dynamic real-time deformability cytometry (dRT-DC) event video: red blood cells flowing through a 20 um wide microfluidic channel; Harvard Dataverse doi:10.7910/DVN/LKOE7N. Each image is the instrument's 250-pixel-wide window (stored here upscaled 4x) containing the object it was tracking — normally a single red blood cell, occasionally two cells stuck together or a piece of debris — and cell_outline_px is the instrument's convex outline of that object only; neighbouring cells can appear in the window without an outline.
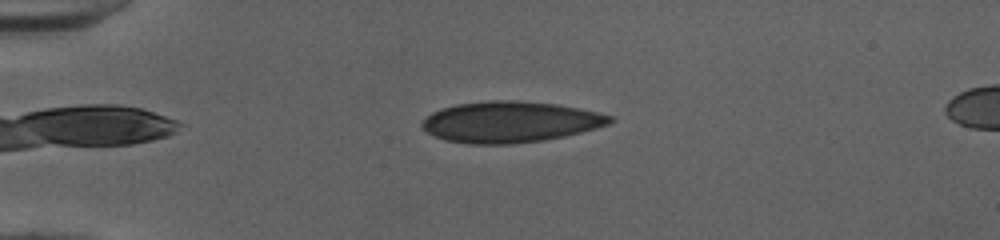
{"species": "human", "species_latin": "Homo sapiens", "temperature_condition": "cold", "stored_images_in_passage": 44, "camera_frame_rate_fps": 3000, "um_per_image_px": 0.085, "donor": {"sex": "female"}, "frame": {"image": 1, "passage_image": 6, "time_ms": 1.667, "image_size_px": [1000, 240], "cell_outline_px": [[612, 120], [608, 124], [596, 128], [564, 136], [544, 140], [512, 144], [468, 144], [444, 140], [428, 132], [420, 124], [432, 112], [440, 108], [456, 104], [488, 100], [512, 100], [556, 104], [580, 108], [612, 116]], "centroid_in_image_um": [43.34, 10.36], "position_along_channel_um": 41.7, "area_um2": 44.8}}
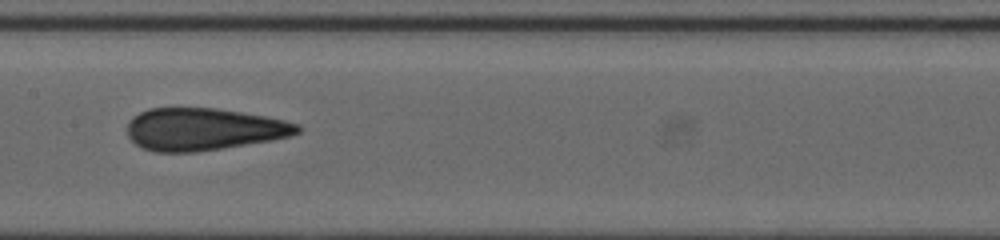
{"frame": {"image": 2, "passage_image": 20, "time_ms": 6.333, "image_size_px": [1000, 240], "cell_outline_px": [[300, 132], [288, 136], [272, 140], [196, 152], [156, 152], [144, 148], [136, 144], [128, 136], [128, 120], [132, 116], [148, 108], [216, 108], [264, 116], [284, 120], [300, 124]], "centroid_in_image_um": [17.28, 10.98], "position_along_channel_um": 190.1, "area_um2": 41.79}}
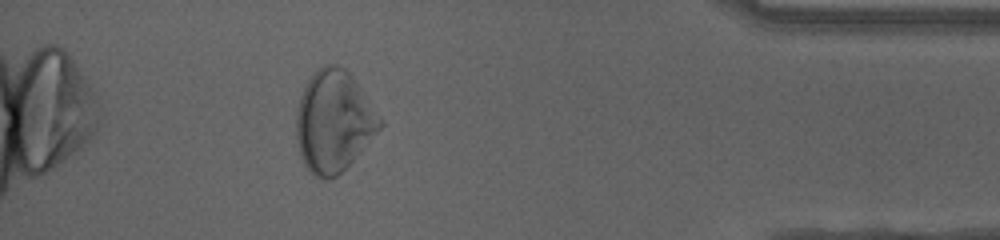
{"frame": {"image": 3, "passage_image": 39, "time_ms": 12.667, "image_size_px": [1000, 240], "cell_outline_px": [[384, 124], [356, 156], [336, 176], [328, 180], [324, 180], [316, 176], [304, 164], [300, 156], [296, 136], [296, 112], [300, 96], [312, 72], [316, 68], [324, 64], [336, 64], [344, 68], [352, 76], [384, 120]], "centroid_in_image_um": [28.36, 10.28], "position_along_channel_um": 406.8, "area_um2": 49.36}, "authors_computed_cell_mechanics": {"area_um2": 43.5234, "velocity_mm_per_s": 4.0287, "shape_relaxation_time_tau1_ms": null, "shape_relaxation_time_tau2_ms": 1.3025, "deformation_change_tau1": null, "deformation_change_tau2": 0.0728}}